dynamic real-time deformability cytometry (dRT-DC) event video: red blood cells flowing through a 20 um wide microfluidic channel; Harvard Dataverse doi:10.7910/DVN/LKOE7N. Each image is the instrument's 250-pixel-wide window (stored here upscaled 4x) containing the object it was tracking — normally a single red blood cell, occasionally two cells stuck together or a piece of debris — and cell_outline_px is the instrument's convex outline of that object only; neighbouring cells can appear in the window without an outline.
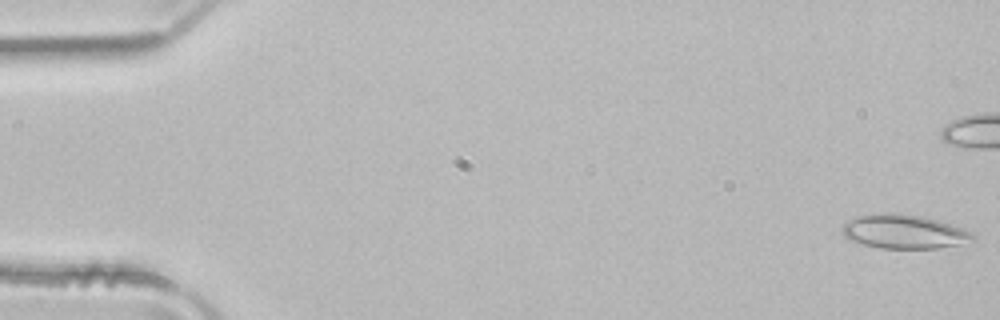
{"species": "common noctule bat (a hibernating species)", "species_latin": "Nyctalus noctula", "temperature_condition": "room temperature", "stored_images_in_passage": 52, "camera_frame_rate_fps": 3000, "um_per_image_px": 0.085, "animal": {"sex": "male", "body_mass_g": 21.5, "forearm_length_mm": 52.0}, "frame": {"image": 1, "passage_image": 1, "time_ms": 0.0, "image_size_px": [1000, 320], "cell_outline_px": [[976, 240], [940, 248], [880, 248], [864, 244], [852, 240], [844, 236], [840, 228], [844, 224], [860, 216], [880, 212], [900, 212], [920, 216], [952, 224], [972, 232], [976, 236]], "centroid_in_image_um": [76.87, 19.68], "position_along_channel_um": 8.1, "area_um2": 25.84}}
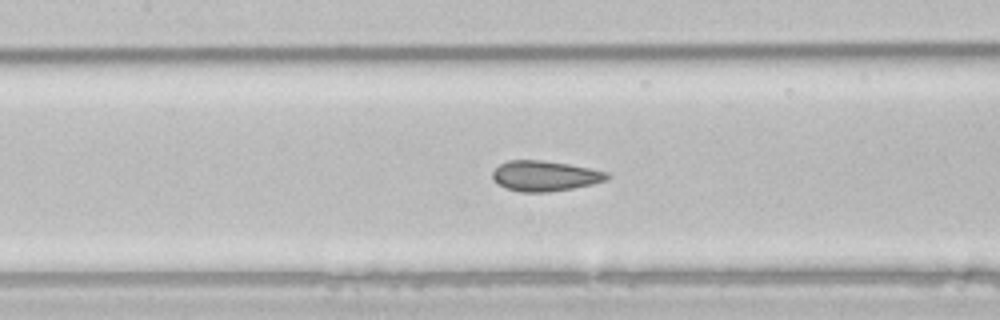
{"frame": {"image": 2, "passage_image": 23, "time_ms": 7.333, "image_size_px": [1000, 320], "cell_outline_px": [[612, 176], [608, 180], [592, 184], [572, 188], [548, 192], [520, 192], [504, 188], [492, 180], [492, 172], [500, 164], [508, 160], [540, 160], [568, 164], [608, 172]], "centroid_in_image_um": [46.3, 14.96], "position_along_channel_um": 161.1, "area_um2": 20.35}}
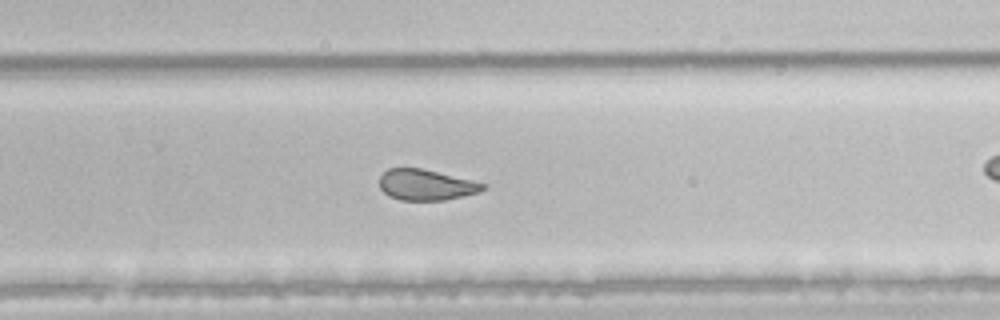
{"frame": {"image": 3, "passage_image": 33, "time_ms": 10.667, "image_size_px": [1000, 320], "cell_outline_px": [[488, 188], [480, 192], [444, 200], [400, 200], [388, 196], [380, 188], [380, 176], [388, 168], [420, 168], [472, 180], [488, 184]], "centroid_in_image_um": [36.23, 15.72], "position_along_channel_um": 293.6, "area_um2": 18.61}, "authors_computed_cell_mechanics": {"area_um2": 22.5709, "velocity_mm_per_s": 4.0004, "shape_relaxation_time_tau1_ms": null, "shape_relaxation_time_tau2_ms": 1.4972, "deformation_change_tau1": null, "deformation_change_tau2": 0.0646}}